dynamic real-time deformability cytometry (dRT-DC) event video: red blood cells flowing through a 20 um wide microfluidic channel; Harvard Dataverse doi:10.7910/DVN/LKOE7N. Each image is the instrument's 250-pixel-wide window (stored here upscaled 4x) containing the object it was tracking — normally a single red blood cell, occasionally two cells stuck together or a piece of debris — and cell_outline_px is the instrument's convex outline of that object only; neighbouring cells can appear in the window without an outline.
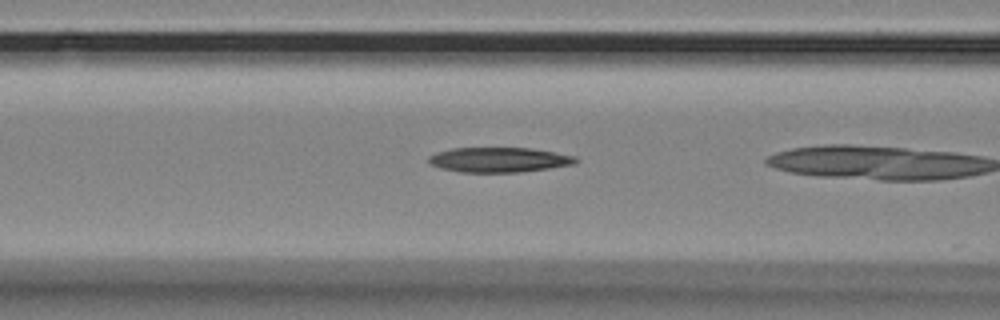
{"species": "Egyptian fruit bat (a non-hibernating species)", "species_latin": "Rousettus aegyptiacus", "temperature_condition": "room temperature", "stored_images_in_passage": 13, "camera_frame_rate_fps": 3000, "um_per_image_px": 0.085, "animal": {"sex": "female"}, "frame": {"image": 1, "passage_image": 6, "time_ms": 1.667, "image_size_px": [1000, 320], "cell_outline_px": [[580, 160], [576, 164], [520, 172], [460, 172], [440, 168], [428, 164], [428, 156], [436, 152], [452, 148], [532, 148], [576, 156]], "centroid_in_image_um": [42.41, 13.58], "position_along_channel_um": 124.2, "area_um2": 21.5}}